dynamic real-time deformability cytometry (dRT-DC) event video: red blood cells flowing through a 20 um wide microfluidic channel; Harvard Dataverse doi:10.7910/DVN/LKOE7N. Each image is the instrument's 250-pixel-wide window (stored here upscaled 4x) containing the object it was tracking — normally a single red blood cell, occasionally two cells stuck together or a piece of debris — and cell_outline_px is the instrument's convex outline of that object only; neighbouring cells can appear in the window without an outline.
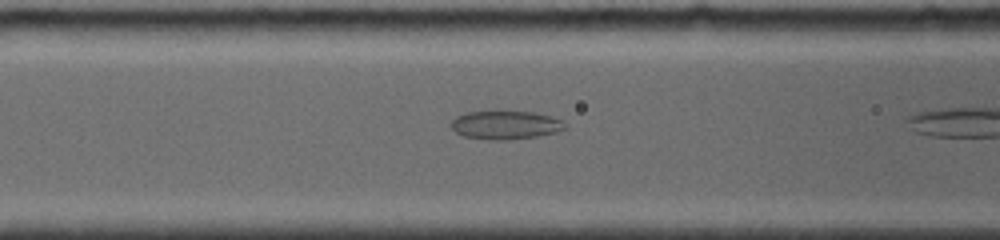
{"species": "common noctule bat (a hibernating species)", "species_latin": "Nyctalus noctula", "temperature_condition": "room temperature", "stored_images_in_passage": 6, "camera_frame_rate_fps": 4000, "um_per_image_px": 0.085, "animal": {"sex": "female", "body_mass_g": 19.0, "forearm_length_mm": 56.7}, "frame": {"image": 1, "passage_image": 4, "time_ms": 2.0, "image_size_px": [1000, 240], "cell_outline_px": [[568, 128], [556, 132], [536, 136], [508, 140], [488, 140], [464, 136], [456, 132], [452, 128], [452, 120], [456, 116], [468, 112], [532, 112], [552, 116], [560, 120]], "centroid_in_image_um": [42.97, 10.64], "position_along_channel_um": 123.6, "area_um2": 18.67}}